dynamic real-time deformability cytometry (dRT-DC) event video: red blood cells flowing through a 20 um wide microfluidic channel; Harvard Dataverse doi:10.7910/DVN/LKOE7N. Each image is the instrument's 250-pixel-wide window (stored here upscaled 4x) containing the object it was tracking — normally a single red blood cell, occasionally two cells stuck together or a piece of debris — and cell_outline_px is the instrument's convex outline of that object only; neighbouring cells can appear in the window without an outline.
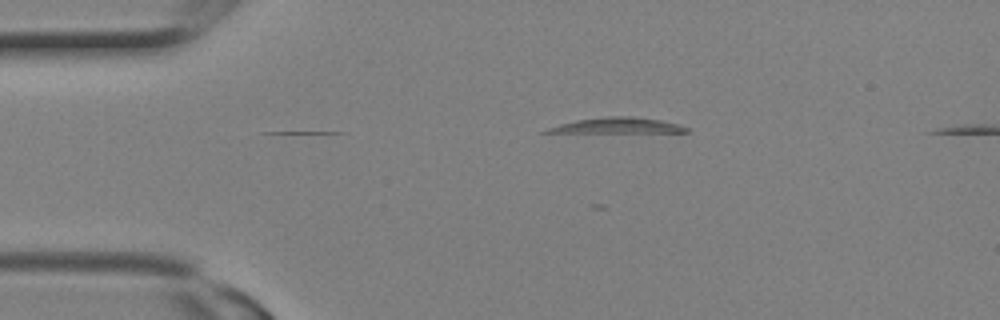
{"species": "Egyptian fruit bat (a non-hibernating species)", "species_latin": "Rousettus aegyptiacus", "temperature_condition": "room temperature", "stored_images_in_passage": 4, "camera_frame_rate_fps": 3000, "um_per_image_px": 0.085, "animal": {"sex": "female"}, "frame": {"image": 1, "passage_image": 2, "time_ms": 0.333, "image_size_px": [1000, 320], "cell_outline_px": [[688, 132], [540, 132], [548, 128], [560, 124], [576, 120], [608, 116], [628, 116], [660, 120], [676, 124], [688, 128]], "centroid_in_image_um": [52.47, 10.67], "position_along_channel_um": 32.5, "area_um2": 12.25}}